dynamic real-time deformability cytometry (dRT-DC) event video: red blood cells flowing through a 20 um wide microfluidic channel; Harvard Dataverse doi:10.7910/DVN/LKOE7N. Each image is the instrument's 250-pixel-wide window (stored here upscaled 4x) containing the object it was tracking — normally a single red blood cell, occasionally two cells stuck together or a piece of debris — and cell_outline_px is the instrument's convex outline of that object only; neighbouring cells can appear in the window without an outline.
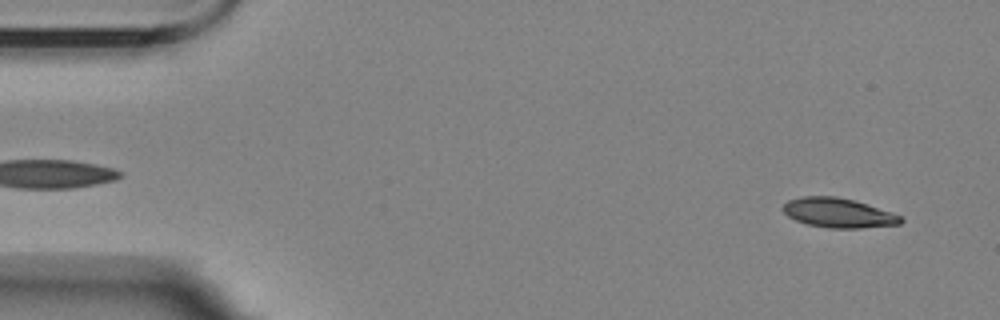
{"species": "Egyptian fruit bat (a non-hibernating species)", "species_latin": "Rousettus aegyptiacus", "temperature_condition": "room temperature", "stored_images_in_passage": 5, "segment_of_instrument_passage": [2, 2], "camera_frame_rate_fps": 3000, "um_per_image_px": 0.085, "animal": {"sex": "female"}, "frame": {"image": 1, "passage_image": 5, "time_ms": 4.667, "image_size_px": [1000, 320], "cell_outline_px": [[904, 220], [900, 224], [860, 228], [828, 228], [808, 224], [796, 220], [788, 216], [780, 208], [788, 200], [800, 196], [836, 196], [856, 200], [892, 212], [900, 216]], "centroid_in_image_um": [71.25, 18.08], "position_along_channel_um": 13.8, "area_um2": 20.4}}